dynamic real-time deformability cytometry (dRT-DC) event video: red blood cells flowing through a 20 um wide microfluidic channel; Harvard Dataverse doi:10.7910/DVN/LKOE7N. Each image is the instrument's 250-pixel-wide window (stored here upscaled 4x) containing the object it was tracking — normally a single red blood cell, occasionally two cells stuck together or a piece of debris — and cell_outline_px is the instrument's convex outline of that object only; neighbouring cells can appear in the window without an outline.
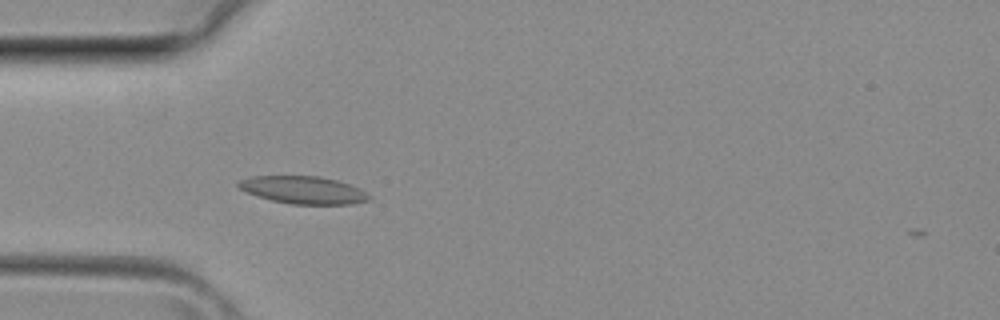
{"species": "common noctule bat (a hibernating species)", "species_latin": "Nyctalus noctula", "temperature_condition": "room temperature", "stored_images_in_passage": 38, "camera_frame_rate_fps": 3000, "um_per_image_px": 0.085, "animal": {"sex": "female", "body_mass_g": 29.2, "forearm_length_mm": 56.3}, "frame": {"image": 1, "passage_image": 11, "time_ms": 3.333, "image_size_px": [1000, 320], "cell_outline_px": [[372, 200], [352, 204], [292, 204], [272, 200], [256, 196], [240, 188], [236, 184], [236, 180], [252, 176], [320, 176], [336, 180], [360, 188], [372, 196]], "centroid_in_image_um": [25.8, 16.15], "position_along_channel_um": 59.2, "area_um2": 21.1}}
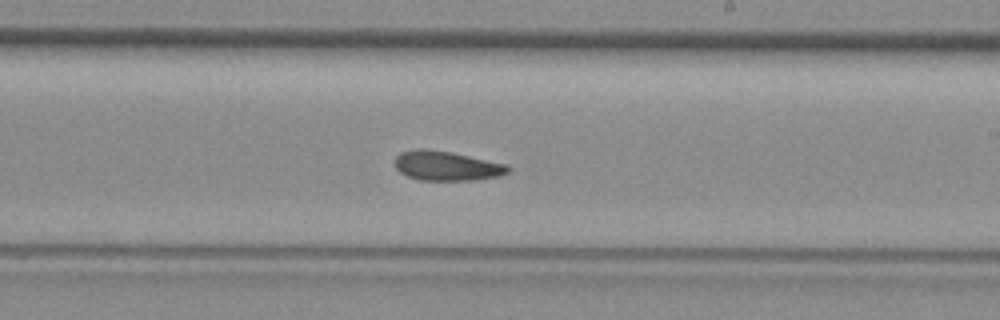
{"frame": {"image": 2, "passage_image": 22, "time_ms": 7.0, "image_size_px": [1000, 320], "cell_outline_px": [[512, 168], [508, 172], [500, 176], [476, 180], [416, 180], [400, 172], [392, 164], [396, 156], [400, 152], [416, 148], [428, 148], [452, 152], [508, 164]], "centroid_in_image_um": [37.95, 14.09], "position_along_channel_um": 251.1, "area_um2": 19.94}}
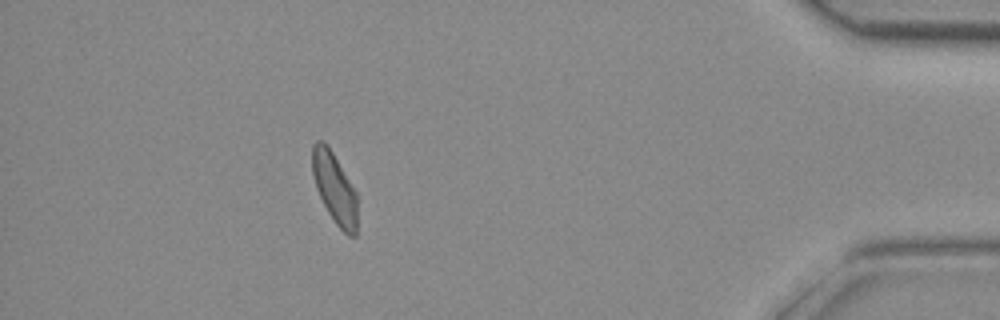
{"frame": {"image": 3, "passage_image": 34, "time_ms": 11.0, "image_size_px": [1000, 320], "cell_outline_px": [[356, 236], [348, 236], [336, 224], [328, 212], [316, 188], [312, 172], [312, 144], [316, 140], [324, 140], [328, 144], [356, 192]], "centroid_in_image_um": [28.41, 15.94], "position_along_channel_um": 406.8, "area_um2": 18.44}}